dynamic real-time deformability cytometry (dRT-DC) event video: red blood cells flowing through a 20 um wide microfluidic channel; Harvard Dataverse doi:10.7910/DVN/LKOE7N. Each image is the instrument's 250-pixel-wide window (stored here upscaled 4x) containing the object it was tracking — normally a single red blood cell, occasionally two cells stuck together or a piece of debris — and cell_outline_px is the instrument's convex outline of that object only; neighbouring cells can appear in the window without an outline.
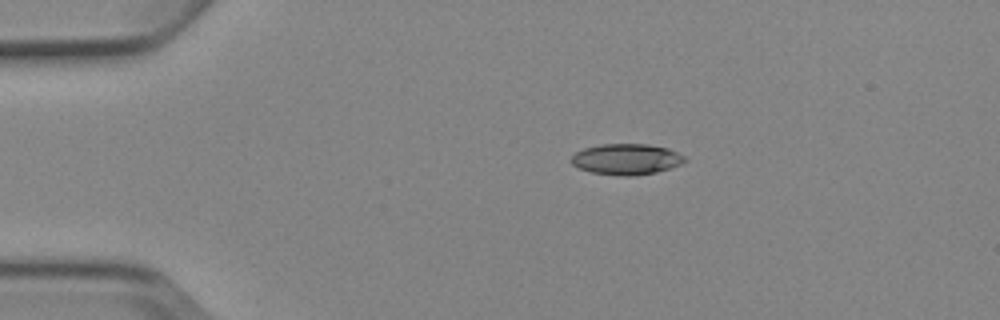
{"species": "Egyptian fruit bat (a non-hibernating species)", "species_latin": "Rousettus aegyptiacus", "temperature_condition": "cold", "stored_images_in_passage": 3, "camera_frame_rate_fps": 3000, "um_per_image_px": 0.085, "animal": {"sex": "female"}, "frame": {"image": 1, "passage_image": 1, "time_ms": 0.0, "image_size_px": [1000, 320], "cell_outline_px": [[684, 160], [680, 164], [656, 172], [636, 176], [620, 176], [592, 172], [580, 168], [572, 164], [568, 160], [576, 152], [584, 148], [600, 144], [648, 144], [668, 148], [684, 156]], "centroid_in_image_um": [53.2, 13.53], "position_along_channel_um": 31.8, "area_um2": 20.35}}
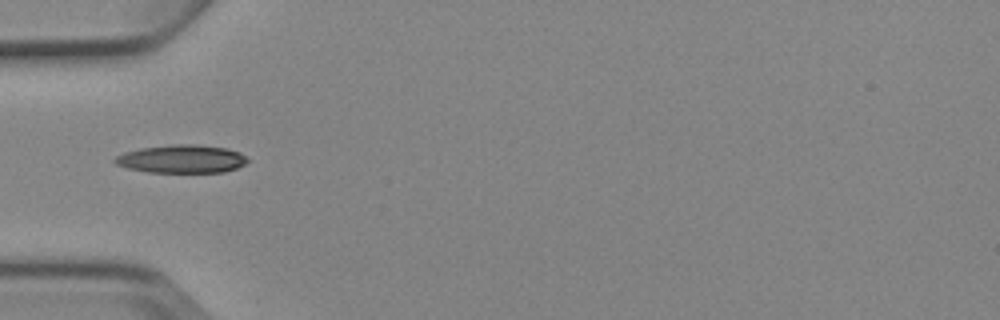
{"frame": {"image": 2, "passage_image": 3, "time_ms": 2.333, "image_size_px": [1000, 320], "cell_outline_px": [[248, 160], [244, 164], [236, 168], [224, 172], [148, 172], [128, 168], [116, 164], [112, 160], [116, 156], [124, 152], [140, 148], [172, 144], [196, 144], [228, 148], [240, 152]], "centroid_in_image_um": [15.43, 13.5], "position_along_channel_um": 69.6, "area_um2": 21.79}}